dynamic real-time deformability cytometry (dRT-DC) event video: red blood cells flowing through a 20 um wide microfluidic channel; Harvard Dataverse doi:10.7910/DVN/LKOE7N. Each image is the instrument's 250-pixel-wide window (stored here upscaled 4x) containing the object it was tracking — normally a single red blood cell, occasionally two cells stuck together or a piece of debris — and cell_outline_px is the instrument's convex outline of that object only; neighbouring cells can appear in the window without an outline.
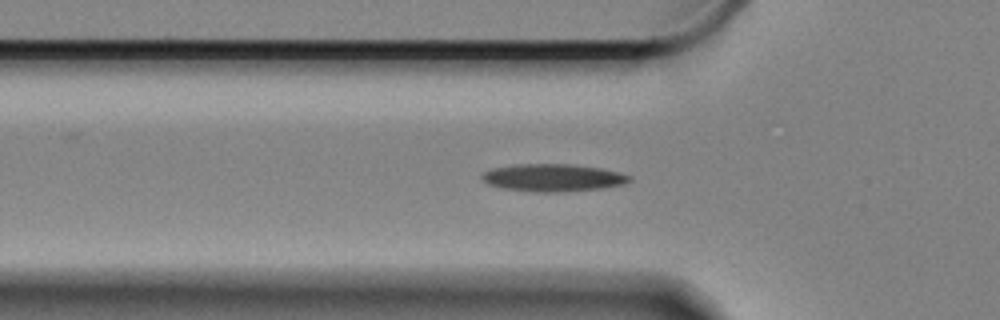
{"species": "Egyptian fruit bat (a non-hibernating species)", "species_latin": "Rousettus aegyptiacus", "temperature_condition": "cold", "stored_images_in_passage": 48, "camera_frame_rate_fps": 3000, "um_per_image_px": 0.085, "animal": {"sex": "female"}, "frame": {"image": 1, "passage_image": 6, "time_ms": 1.667, "image_size_px": [1000, 320], "cell_outline_px": [[632, 180], [624, 184], [604, 188], [560, 192], [532, 192], [500, 188], [488, 184], [480, 180], [480, 176], [484, 172], [492, 168], [516, 164], [572, 164], [600, 168], [620, 172], [632, 176]], "centroid_in_image_um": [46.99, 15.11], "position_along_channel_um": 78.8, "area_um2": 23.99}}
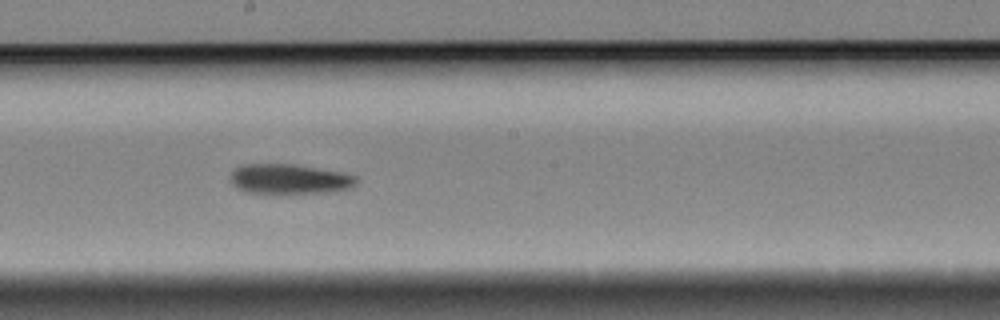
{"frame": {"image": 2, "passage_image": 19, "time_ms": 6.0, "image_size_px": [1000, 320], "cell_outline_px": [[356, 184], [352, 188], [332, 192], [272, 196], [244, 192], [236, 188], [232, 184], [232, 172], [236, 168], [244, 164], [292, 164], [340, 172], [356, 176]], "centroid_in_image_um": [24.58, 15.28], "position_along_channel_um": 223.6, "area_um2": 22.77}}
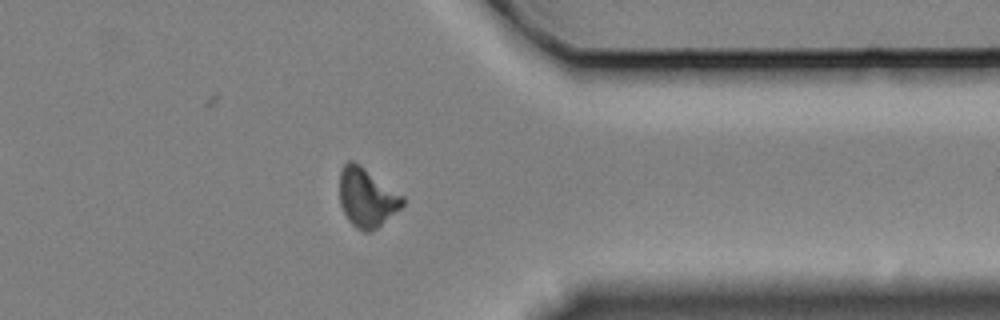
{"frame": {"image": 3, "passage_image": 34, "time_ms": 11.0, "image_size_px": [1000, 320], "cell_outline_px": [[404, 204], [400, 208], [372, 232], [364, 232], [356, 228], [348, 220], [340, 204], [340, 168], [348, 160], [352, 160], [360, 164], [404, 196]], "centroid_in_image_um": [31.16, 16.78], "position_along_channel_um": 380.2, "area_um2": 21.68}, "authors_computed_cell_mechanics": {"area_um2": 21.9929, "velocity_mm_per_s": 3.3171, "shape_relaxation_time_tau1_ms": 10.795, "shape_relaxation_time_tau2_ms": 8.0702, "deformation_change_tau1": 0.2189, "deformation_change_tau2": 0.1718}}